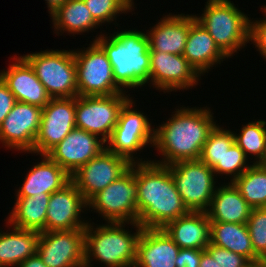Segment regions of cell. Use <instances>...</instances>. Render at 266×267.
Returning a JSON list of instances; mask_svg holds the SVG:
<instances>
[{"label":"cell","instance_id":"cell-29","mask_svg":"<svg viewBox=\"0 0 266 267\" xmlns=\"http://www.w3.org/2000/svg\"><path fill=\"white\" fill-rule=\"evenodd\" d=\"M210 243L247 258L260 261L255 255L247 224L210 222Z\"/></svg>","mask_w":266,"mask_h":267},{"label":"cell","instance_id":"cell-3","mask_svg":"<svg viewBox=\"0 0 266 267\" xmlns=\"http://www.w3.org/2000/svg\"><path fill=\"white\" fill-rule=\"evenodd\" d=\"M95 41L106 53L115 82L127 93L150 87V53L147 32L136 28L96 34ZM109 35V36H108ZM129 90L128 89H131ZM126 89V90H125Z\"/></svg>","mask_w":266,"mask_h":267},{"label":"cell","instance_id":"cell-30","mask_svg":"<svg viewBox=\"0 0 266 267\" xmlns=\"http://www.w3.org/2000/svg\"><path fill=\"white\" fill-rule=\"evenodd\" d=\"M232 183L252 208L266 207V166L252 164Z\"/></svg>","mask_w":266,"mask_h":267},{"label":"cell","instance_id":"cell-33","mask_svg":"<svg viewBox=\"0 0 266 267\" xmlns=\"http://www.w3.org/2000/svg\"><path fill=\"white\" fill-rule=\"evenodd\" d=\"M92 17L101 25L118 26L117 18L121 14L128 15L135 9L126 0H83ZM117 24V25H116Z\"/></svg>","mask_w":266,"mask_h":267},{"label":"cell","instance_id":"cell-23","mask_svg":"<svg viewBox=\"0 0 266 267\" xmlns=\"http://www.w3.org/2000/svg\"><path fill=\"white\" fill-rule=\"evenodd\" d=\"M162 229L179 248L205 250L210 244V220L206 212L189 211Z\"/></svg>","mask_w":266,"mask_h":267},{"label":"cell","instance_id":"cell-40","mask_svg":"<svg viewBox=\"0 0 266 267\" xmlns=\"http://www.w3.org/2000/svg\"><path fill=\"white\" fill-rule=\"evenodd\" d=\"M17 267H47L39 255H35L27 258L25 261H22Z\"/></svg>","mask_w":266,"mask_h":267},{"label":"cell","instance_id":"cell-11","mask_svg":"<svg viewBox=\"0 0 266 267\" xmlns=\"http://www.w3.org/2000/svg\"><path fill=\"white\" fill-rule=\"evenodd\" d=\"M131 97L130 93L75 97L76 128L93 133L106 142L118 122L121 108Z\"/></svg>","mask_w":266,"mask_h":267},{"label":"cell","instance_id":"cell-24","mask_svg":"<svg viewBox=\"0 0 266 267\" xmlns=\"http://www.w3.org/2000/svg\"><path fill=\"white\" fill-rule=\"evenodd\" d=\"M182 55L203 77L213 67L219 66L223 61L229 59L215 44L209 32L197 20L190 25Z\"/></svg>","mask_w":266,"mask_h":267},{"label":"cell","instance_id":"cell-44","mask_svg":"<svg viewBox=\"0 0 266 267\" xmlns=\"http://www.w3.org/2000/svg\"><path fill=\"white\" fill-rule=\"evenodd\" d=\"M259 164L262 166H266V151H265V155L263 157V160Z\"/></svg>","mask_w":266,"mask_h":267},{"label":"cell","instance_id":"cell-32","mask_svg":"<svg viewBox=\"0 0 266 267\" xmlns=\"http://www.w3.org/2000/svg\"><path fill=\"white\" fill-rule=\"evenodd\" d=\"M234 142L235 137L233 131L216 124L203 145L199 160L210 168H213L216 164H222V157L225 151Z\"/></svg>","mask_w":266,"mask_h":267},{"label":"cell","instance_id":"cell-31","mask_svg":"<svg viewBox=\"0 0 266 267\" xmlns=\"http://www.w3.org/2000/svg\"><path fill=\"white\" fill-rule=\"evenodd\" d=\"M233 133L235 143L243 150L246 157L250 160L254 158L252 163L259 164L266 151V120L255 119V121L243 123L239 133L235 131Z\"/></svg>","mask_w":266,"mask_h":267},{"label":"cell","instance_id":"cell-13","mask_svg":"<svg viewBox=\"0 0 266 267\" xmlns=\"http://www.w3.org/2000/svg\"><path fill=\"white\" fill-rule=\"evenodd\" d=\"M150 53V88L171 94L186 91L201 83L202 76L184 58L183 55L149 50Z\"/></svg>","mask_w":266,"mask_h":267},{"label":"cell","instance_id":"cell-15","mask_svg":"<svg viewBox=\"0 0 266 267\" xmlns=\"http://www.w3.org/2000/svg\"><path fill=\"white\" fill-rule=\"evenodd\" d=\"M130 167L131 163L127 159L104 149L98 156L82 165L70 178L88 202Z\"/></svg>","mask_w":266,"mask_h":267},{"label":"cell","instance_id":"cell-41","mask_svg":"<svg viewBox=\"0 0 266 267\" xmlns=\"http://www.w3.org/2000/svg\"><path fill=\"white\" fill-rule=\"evenodd\" d=\"M199 267H221L206 250H202V256Z\"/></svg>","mask_w":266,"mask_h":267},{"label":"cell","instance_id":"cell-37","mask_svg":"<svg viewBox=\"0 0 266 267\" xmlns=\"http://www.w3.org/2000/svg\"><path fill=\"white\" fill-rule=\"evenodd\" d=\"M205 250L221 267H246L251 262L240 254L209 244Z\"/></svg>","mask_w":266,"mask_h":267},{"label":"cell","instance_id":"cell-16","mask_svg":"<svg viewBox=\"0 0 266 267\" xmlns=\"http://www.w3.org/2000/svg\"><path fill=\"white\" fill-rule=\"evenodd\" d=\"M75 127V97L51 98L42 108L40 127L34 142V155L46 154Z\"/></svg>","mask_w":266,"mask_h":267},{"label":"cell","instance_id":"cell-34","mask_svg":"<svg viewBox=\"0 0 266 267\" xmlns=\"http://www.w3.org/2000/svg\"><path fill=\"white\" fill-rule=\"evenodd\" d=\"M249 161L243 150L234 142L225 151L222 157V164H216L212 169L216 177L219 176V179L228 177L227 180L229 179L230 182H233L252 165V161Z\"/></svg>","mask_w":266,"mask_h":267},{"label":"cell","instance_id":"cell-26","mask_svg":"<svg viewBox=\"0 0 266 267\" xmlns=\"http://www.w3.org/2000/svg\"><path fill=\"white\" fill-rule=\"evenodd\" d=\"M4 221L9 230L0 229V267H17L37 253L40 232L20 229Z\"/></svg>","mask_w":266,"mask_h":267},{"label":"cell","instance_id":"cell-10","mask_svg":"<svg viewBox=\"0 0 266 267\" xmlns=\"http://www.w3.org/2000/svg\"><path fill=\"white\" fill-rule=\"evenodd\" d=\"M169 168L188 211L206 212L218 187L213 169L200 160L176 162Z\"/></svg>","mask_w":266,"mask_h":267},{"label":"cell","instance_id":"cell-35","mask_svg":"<svg viewBox=\"0 0 266 267\" xmlns=\"http://www.w3.org/2000/svg\"><path fill=\"white\" fill-rule=\"evenodd\" d=\"M247 227L255 255L266 260V207L252 208Z\"/></svg>","mask_w":266,"mask_h":267},{"label":"cell","instance_id":"cell-28","mask_svg":"<svg viewBox=\"0 0 266 267\" xmlns=\"http://www.w3.org/2000/svg\"><path fill=\"white\" fill-rule=\"evenodd\" d=\"M51 194L42 193L31 197H15L7 222L12 226L46 232V214Z\"/></svg>","mask_w":266,"mask_h":267},{"label":"cell","instance_id":"cell-36","mask_svg":"<svg viewBox=\"0 0 266 267\" xmlns=\"http://www.w3.org/2000/svg\"><path fill=\"white\" fill-rule=\"evenodd\" d=\"M260 9L263 13V18L255 20L250 17L249 44H253L259 55L266 61V6L264 3Z\"/></svg>","mask_w":266,"mask_h":267},{"label":"cell","instance_id":"cell-43","mask_svg":"<svg viewBox=\"0 0 266 267\" xmlns=\"http://www.w3.org/2000/svg\"><path fill=\"white\" fill-rule=\"evenodd\" d=\"M246 267H266V260L251 262Z\"/></svg>","mask_w":266,"mask_h":267},{"label":"cell","instance_id":"cell-17","mask_svg":"<svg viewBox=\"0 0 266 267\" xmlns=\"http://www.w3.org/2000/svg\"><path fill=\"white\" fill-rule=\"evenodd\" d=\"M88 204L75 184L70 180L49 198L46 214V232L85 229L88 224ZM85 212V213H84Z\"/></svg>","mask_w":266,"mask_h":267},{"label":"cell","instance_id":"cell-7","mask_svg":"<svg viewBox=\"0 0 266 267\" xmlns=\"http://www.w3.org/2000/svg\"><path fill=\"white\" fill-rule=\"evenodd\" d=\"M33 68L51 98L78 96L73 50L46 49L21 55Z\"/></svg>","mask_w":266,"mask_h":267},{"label":"cell","instance_id":"cell-9","mask_svg":"<svg viewBox=\"0 0 266 267\" xmlns=\"http://www.w3.org/2000/svg\"><path fill=\"white\" fill-rule=\"evenodd\" d=\"M88 47L73 49L78 96H108L127 93L114 80L113 68L104 50L91 41Z\"/></svg>","mask_w":266,"mask_h":267},{"label":"cell","instance_id":"cell-8","mask_svg":"<svg viewBox=\"0 0 266 267\" xmlns=\"http://www.w3.org/2000/svg\"><path fill=\"white\" fill-rule=\"evenodd\" d=\"M136 203V163L87 202L88 210L91 209L88 212H96L103 221L110 223H138Z\"/></svg>","mask_w":266,"mask_h":267},{"label":"cell","instance_id":"cell-19","mask_svg":"<svg viewBox=\"0 0 266 267\" xmlns=\"http://www.w3.org/2000/svg\"><path fill=\"white\" fill-rule=\"evenodd\" d=\"M7 69L0 70V77L7 84L17 102L32 104L44 108L51 97L37 78L33 68L22 57H11ZM14 61V62H13Z\"/></svg>","mask_w":266,"mask_h":267},{"label":"cell","instance_id":"cell-6","mask_svg":"<svg viewBox=\"0 0 266 267\" xmlns=\"http://www.w3.org/2000/svg\"><path fill=\"white\" fill-rule=\"evenodd\" d=\"M137 100L130 98L121 108L118 122L106 141V149L127 159L131 164L150 162L148 158H138L136 155L154 145L155 125L144 112L136 108ZM151 122V123H150Z\"/></svg>","mask_w":266,"mask_h":267},{"label":"cell","instance_id":"cell-27","mask_svg":"<svg viewBox=\"0 0 266 267\" xmlns=\"http://www.w3.org/2000/svg\"><path fill=\"white\" fill-rule=\"evenodd\" d=\"M51 21L53 32L57 36L66 33L69 36L82 35L101 29V25L92 17L83 0H67L51 16Z\"/></svg>","mask_w":266,"mask_h":267},{"label":"cell","instance_id":"cell-21","mask_svg":"<svg viewBox=\"0 0 266 267\" xmlns=\"http://www.w3.org/2000/svg\"><path fill=\"white\" fill-rule=\"evenodd\" d=\"M180 248L162 228H143L137 242L136 267H176Z\"/></svg>","mask_w":266,"mask_h":267},{"label":"cell","instance_id":"cell-22","mask_svg":"<svg viewBox=\"0 0 266 267\" xmlns=\"http://www.w3.org/2000/svg\"><path fill=\"white\" fill-rule=\"evenodd\" d=\"M40 157L38 159L41 161L34 163L26 171L23 183L17 190L15 189L16 197L52 194L71 180V176L46 154H41Z\"/></svg>","mask_w":266,"mask_h":267},{"label":"cell","instance_id":"cell-38","mask_svg":"<svg viewBox=\"0 0 266 267\" xmlns=\"http://www.w3.org/2000/svg\"><path fill=\"white\" fill-rule=\"evenodd\" d=\"M16 102L17 101L15 96L9 90L7 84L0 77V125L12 110V107Z\"/></svg>","mask_w":266,"mask_h":267},{"label":"cell","instance_id":"cell-2","mask_svg":"<svg viewBox=\"0 0 266 267\" xmlns=\"http://www.w3.org/2000/svg\"><path fill=\"white\" fill-rule=\"evenodd\" d=\"M138 223L143 228H163L187 214L169 166L153 161L136 163Z\"/></svg>","mask_w":266,"mask_h":267},{"label":"cell","instance_id":"cell-14","mask_svg":"<svg viewBox=\"0 0 266 267\" xmlns=\"http://www.w3.org/2000/svg\"><path fill=\"white\" fill-rule=\"evenodd\" d=\"M42 108L23 102H16L0 125V144L4 148L34 155Z\"/></svg>","mask_w":266,"mask_h":267},{"label":"cell","instance_id":"cell-4","mask_svg":"<svg viewBox=\"0 0 266 267\" xmlns=\"http://www.w3.org/2000/svg\"><path fill=\"white\" fill-rule=\"evenodd\" d=\"M91 220L85 227V267H92L94 260L102 267L134 266L143 227L137 222H105L99 225Z\"/></svg>","mask_w":266,"mask_h":267},{"label":"cell","instance_id":"cell-20","mask_svg":"<svg viewBox=\"0 0 266 267\" xmlns=\"http://www.w3.org/2000/svg\"><path fill=\"white\" fill-rule=\"evenodd\" d=\"M196 20L194 14L163 15L147 30L149 50L182 55L185 49L190 25Z\"/></svg>","mask_w":266,"mask_h":267},{"label":"cell","instance_id":"cell-18","mask_svg":"<svg viewBox=\"0 0 266 267\" xmlns=\"http://www.w3.org/2000/svg\"><path fill=\"white\" fill-rule=\"evenodd\" d=\"M105 144L99 136L75 127L46 155L72 176L82 165L106 149Z\"/></svg>","mask_w":266,"mask_h":267},{"label":"cell","instance_id":"cell-12","mask_svg":"<svg viewBox=\"0 0 266 267\" xmlns=\"http://www.w3.org/2000/svg\"><path fill=\"white\" fill-rule=\"evenodd\" d=\"M37 254L47 267H85V229L41 232Z\"/></svg>","mask_w":266,"mask_h":267},{"label":"cell","instance_id":"cell-39","mask_svg":"<svg viewBox=\"0 0 266 267\" xmlns=\"http://www.w3.org/2000/svg\"><path fill=\"white\" fill-rule=\"evenodd\" d=\"M201 256L202 250L180 248L177 254L176 267H199Z\"/></svg>","mask_w":266,"mask_h":267},{"label":"cell","instance_id":"cell-25","mask_svg":"<svg viewBox=\"0 0 266 267\" xmlns=\"http://www.w3.org/2000/svg\"><path fill=\"white\" fill-rule=\"evenodd\" d=\"M218 184L206 211L210 222L247 224L252 207L232 182L228 180V183L226 181V183Z\"/></svg>","mask_w":266,"mask_h":267},{"label":"cell","instance_id":"cell-1","mask_svg":"<svg viewBox=\"0 0 266 267\" xmlns=\"http://www.w3.org/2000/svg\"><path fill=\"white\" fill-rule=\"evenodd\" d=\"M179 106L171 112L167 121L154 127L153 148L162 158L151 161L160 165L169 166L180 161L199 160L203 145L217 124L214 113L211 112L213 109L210 110L207 105Z\"/></svg>","mask_w":266,"mask_h":267},{"label":"cell","instance_id":"cell-42","mask_svg":"<svg viewBox=\"0 0 266 267\" xmlns=\"http://www.w3.org/2000/svg\"><path fill=\"white\" fill-rule=\"evenodd\" d=\"M47 3L48 13L51 17L67 0H45Z\"/></svg>","mask_w":266,"mask_h":267},{"label":"cell","instance_id":"cell-5","mask_svg":"<svg viewBox=\"0 0 266 267\" xmlns=\"http://www.w3.org/2000/svg\"><path fill=\"white\" fill-rule=\"evenodd\" d=\"M205 3L202 14L194 16L209 32L218 48L231 59L248 46L250 15L236 7L231 0H207Z\"/></svg>","mask_w":266,"mask_h":267},{"label":"cell","instance_id":"cell-45","mask_svg":"<svg viewBox=\"0 0 266 267\" xmlns=\"http://www.w3.org/2000/svg\"><path fill=\"white\" fill-rule=\"evenodd\" d=\"M134 9L136 8L137 9V7H135L136 5L134 4L135 2H134V0H126Z\"/></svg>","mask_w":266,"mask_h":267}]
</instances>
